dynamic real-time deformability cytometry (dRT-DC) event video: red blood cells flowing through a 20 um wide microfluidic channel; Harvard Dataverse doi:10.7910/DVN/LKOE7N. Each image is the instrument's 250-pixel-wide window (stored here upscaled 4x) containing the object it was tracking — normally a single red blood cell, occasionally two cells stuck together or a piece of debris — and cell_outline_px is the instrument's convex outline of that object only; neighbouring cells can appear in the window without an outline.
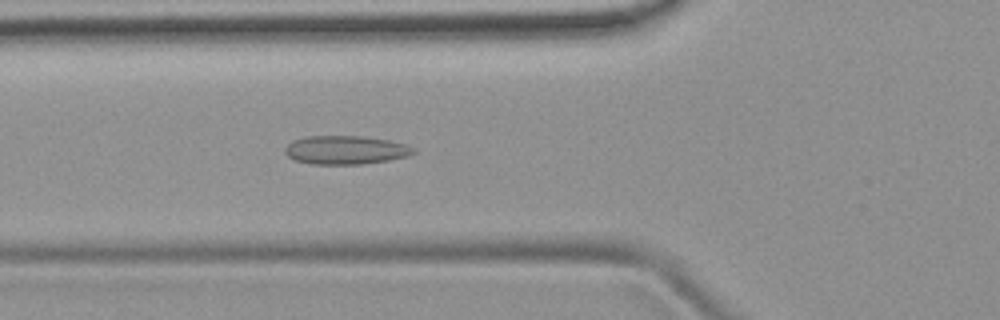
{"species": "common noctule bat (a hibernating species)", "species_latin": "Nyctalus noctula", "temperature_condition": "room temperature", "stored_images_in_passage": 50, "camera_frame_rate_fps": 3000, "um_per_image_px": 0.085, "animal": {"sex": "female", "body_mass_g": 19.9}, "frame": {"image": 1, "passage_image": 18, "time_ms": 5.667, "image_size_px": [1000, 320], "cell_outline_px": [[416, 152], [408, 156], [388, 160], [360, 164], [312, 164], [292, 160], [284, 152], [284, 148], [292, 140], [304, 136], [360, 136], [388, 140], [404, 144], [416, 148]], "centroid_in_image_um": [29.34, 12.75], "position_along_channel_um": 96.5, "area_um2": 21.5}}
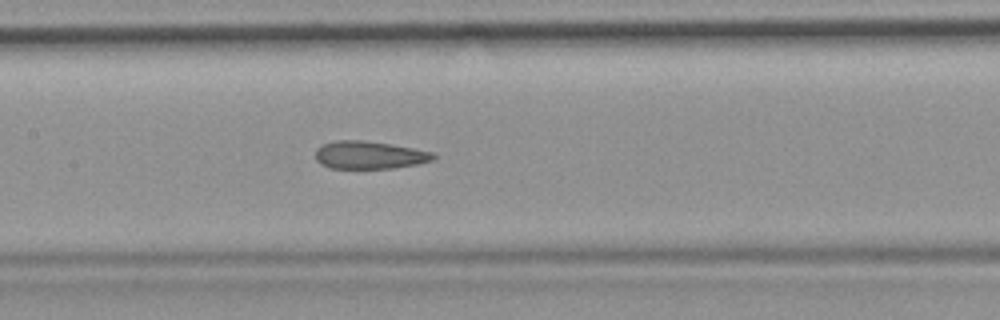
{"frame": {"image": 2, "passage_image": 24, "time_ms": 7.667, "image_size_px": [1000, 320], "cell_outline_px": [[436, 160], [416, 164], [392, 168], [332, 168], [320, 164], [316, 160], [316, 148], [324, 144], [336, 140], [360, 140], [388, 144], [436, 152]], "centroid_in_image_um": [31.42, 13.18], "position_along_channel_um": 176.0, "area_um2": 19.02}}
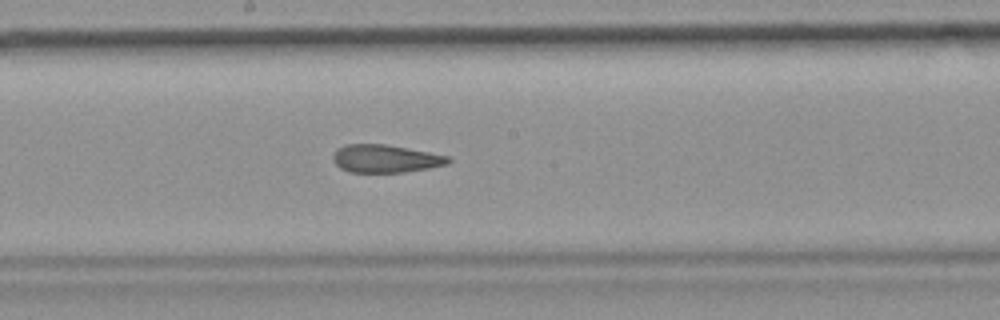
{"frame": {"image": 3, "passage_image": 27, "time_ms": 8.667, "image_size_px": [1000, 320], "cell_outline_px": [[452, 160], [448, 164], [428, 168], [404, 172], [348, 172], [340, 168], [332, 160], [332, 156], [336, 148], [344, 144], [384, 144], [452, 156]], "centroid_in_image_um": [32.75, 13.48], "position_along_channel_um": 215.4, "area_um2": 18.9}, "authors_computed_cell_mechanics": {"area_um2": 20.0277, "velocity_mm_per_s": 3.9741, "shape_relaxation_time_tau1_ms": null, "shape_relaxation_time_tau2_ms": 2.3969, "deformation_change_tau1": null, "deformation_change_tau2": 0.0989}}